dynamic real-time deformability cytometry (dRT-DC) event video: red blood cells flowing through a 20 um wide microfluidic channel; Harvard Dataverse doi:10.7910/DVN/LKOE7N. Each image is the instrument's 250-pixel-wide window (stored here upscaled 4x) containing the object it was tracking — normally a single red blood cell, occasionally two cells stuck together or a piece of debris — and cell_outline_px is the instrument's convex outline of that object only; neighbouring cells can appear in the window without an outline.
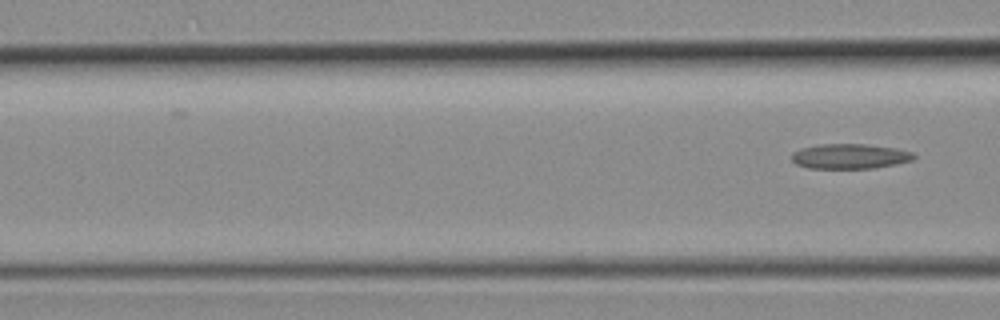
{"species": "common noctule bat (a hibernating species)", "species_latin": "Nyctalus noctula", "temperature_condition": "room temperature", "stored_images_in_passage": 4, "segment_of_instrument_passage": [2, 2], "camera_frame_rate_fps": 3000, "um_per_image_px": 0.085, "animal": {"sex": "female", "body_mass_g": 19.3, "forearm_length_mm": 54.1}, "frame": {"image": 1, "passage_image": 4, "time_ms": 1.0, "image_size_px": [1000, 320], "cell_outline_px": [[916, 156], [912, 160], [896, 164], [872, 168], [808, 168], [796, 164], [792, 160], [792, 152], [800, 148], [820, 144], [864, 144], [896, 148], [912, 152]], "centroid_in_image_um": [72.22, 13.28], "position_along_channel_um": 94.4, "area_um2": 17.74}}